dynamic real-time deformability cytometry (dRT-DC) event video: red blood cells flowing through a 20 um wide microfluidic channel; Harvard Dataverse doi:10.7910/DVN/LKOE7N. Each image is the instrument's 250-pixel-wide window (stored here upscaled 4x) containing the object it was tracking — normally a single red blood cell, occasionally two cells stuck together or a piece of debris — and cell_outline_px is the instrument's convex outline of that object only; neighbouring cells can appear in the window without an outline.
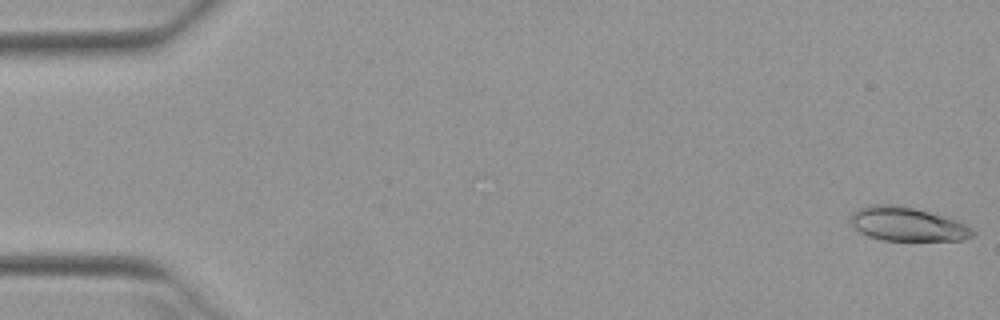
{"species": "Egyptian fruit bat (a non-hibernating species)", "species_latin": "Rousettus aegyptiacus", "temperature_condition": "warm", "stored_images_in_passage": 52, "camera_frame_rate_fps": 3000, "um_per_image_px": 0.085, "animal": {"sex": "female"}, "frame": {"image": 1, "passage_image": 1, "time_ms": 0.0, "image_size_px": [1000, 320], "cell_outline_px": [[976, 232], [972, 236], [964, 240], [884, 240], [868, 236], [860, 232], [852, 224], [852, 212], [868, 204], [896, 204], [960, 220], [972, 228]], "centroid_in_image_um": [77.16, 19.05], "position_along_channel_um": 7.8, "area_um2": 24.04}}
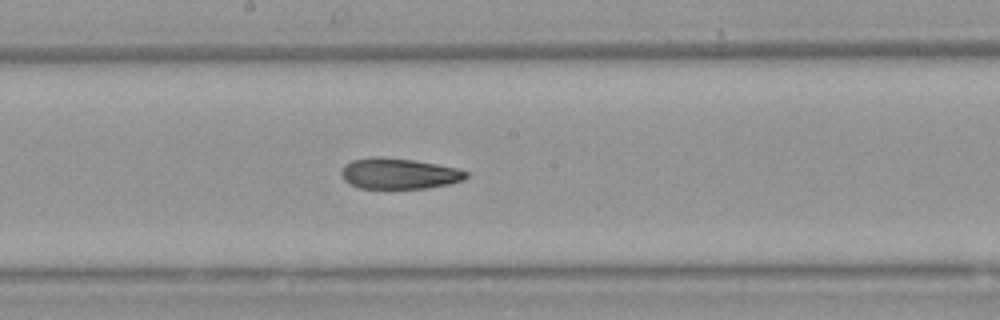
{"frame": {"image": 2, "passage_image": 28, "time_ms": 9.0, "image_size_px": [1000, 320], "cell_outline_px": [[468, 176], [464, 180], [448, 184], [428, 188], [360, 188], [344, 180], [340, 172], [344, 164], [352, 160], [372, 156], [380, 156], [412, 160], [436, 164], [456, 168], [468, 172]], "centroid_in_image_um": [33.89, 14.75], "position_along_channel_um": 214.3, "area_um2": 22.37}}
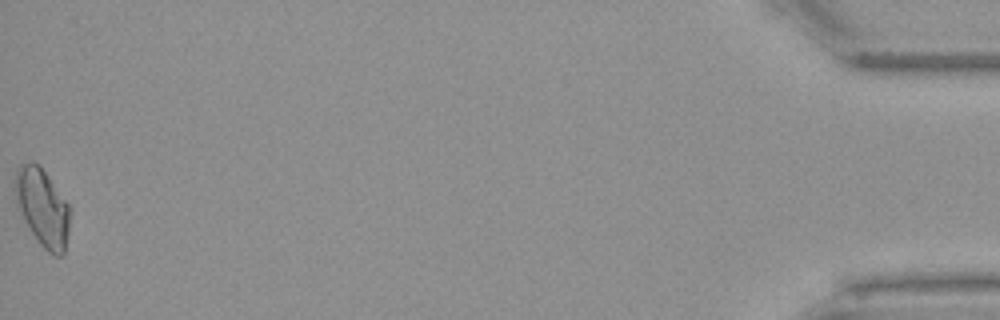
{"frame": {"image": 3, "passage_image": 52, "time_ms": 17.0, "image_size_px": [1000, 320], "cell_outline_px": [[68, 232], [64, 252], [60, 256], [52, 256], [40, 244], [16, 208], [12, 184], [12, 180], [16, 168], [20, 164], [32, 160], [40, 164], [68, 204]], "centroid_in_image_um": [3.52, 17.56], "position_along_channel_um": 431.7, "area_um2": 25.2}, "authors_computed_cell_mechanics": {"area_um2": 23.2934, "velocity_mm_per_s": 3.9599, "shape_relaxation_time_tau1_ms": null, "shape_relaxation_time_tau2_ms": 3.8994, "deformation_change_tau1": null, "deformation_change_tau2": 0.1193}}